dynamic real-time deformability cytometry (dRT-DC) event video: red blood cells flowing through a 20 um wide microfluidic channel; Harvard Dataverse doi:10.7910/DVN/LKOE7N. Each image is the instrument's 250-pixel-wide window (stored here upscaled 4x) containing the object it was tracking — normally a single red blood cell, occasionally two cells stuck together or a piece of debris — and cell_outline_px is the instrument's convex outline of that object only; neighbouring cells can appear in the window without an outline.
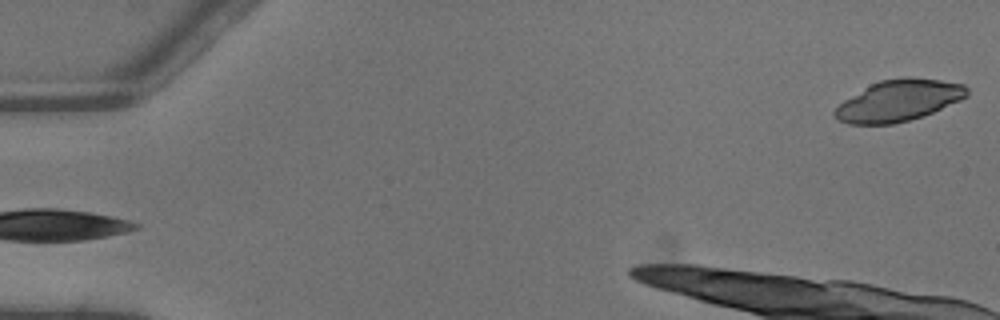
{"species": "common noctule bat (a hibernating species)", "species_latin": "Nyctalus noctula", "temperature_condition": "warm", "stored_images_in_passage": 2, "camera_frame_rate_fps": 3000, "um_per_image_px": 0.085, "animal": {"sex": "male", "body_mass_g": 13.3}, "frame": {"image": 1, "passage_image": 2, "time_ms": 0.333, "image_size_px": [1000, 320], "cell_outline_px": [[968, 96], [960, 100], [924, 116], [892, 124], [848, 124], [836, 120], [832, 116], [832, 112], [844, 100], [864, 88], [880, 80], [904, 76], [908, 76], [940, 80], [964, 84], [968, 88]], "centroid_in_image_um": [76.38, 8.55], "position_along_channel_um": 8.6, "area_um2": 31.96}}